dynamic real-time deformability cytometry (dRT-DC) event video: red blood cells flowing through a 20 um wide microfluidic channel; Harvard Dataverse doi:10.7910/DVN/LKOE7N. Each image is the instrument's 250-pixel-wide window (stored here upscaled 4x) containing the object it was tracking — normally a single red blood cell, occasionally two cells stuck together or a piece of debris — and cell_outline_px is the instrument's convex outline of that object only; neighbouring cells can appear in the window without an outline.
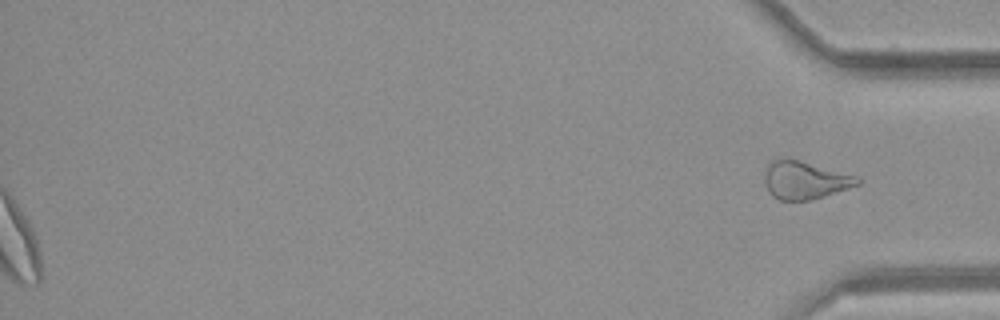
{"species": "common noctule bat (a hibernating species)", "species_latin": "Nyctalus noctula", "temperature_condition": "room temperature", "stored_images_in_passage": 50, "segment_of_instrument_passage": [2, 2], "camera_frame_rate_fps": 3000, "um_per_image_px": 0.085, "animal": {"sex": "female", "body_mass_g": 21.9}, "frame": {"image": 1, "passage_image": 50, "time_ms": 16.333, "image_size_px": [1000, 320], "cell_outline_px": [[864, 180], [860, 184], [812, 200], [780, 200], [772, 196], [768, 192], [764, 184], [764, 172], [768, 164], [772, 160], [800, 160], [856, 176]], "centroid_in_image_um": [68.4, 15.33], "position_along_channel_um": 366.8, "area_um2": 20.4}}